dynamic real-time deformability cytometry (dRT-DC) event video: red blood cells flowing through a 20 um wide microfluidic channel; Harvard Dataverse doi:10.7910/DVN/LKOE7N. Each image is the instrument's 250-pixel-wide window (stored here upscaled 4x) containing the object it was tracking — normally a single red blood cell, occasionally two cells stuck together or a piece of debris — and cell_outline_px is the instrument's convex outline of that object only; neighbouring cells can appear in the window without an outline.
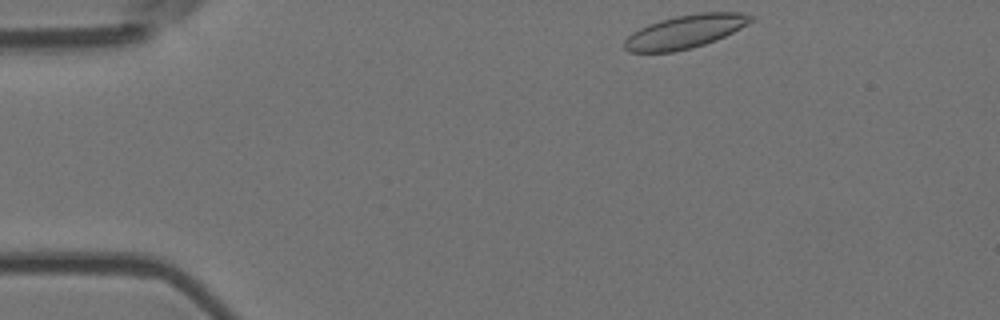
{"species": "Egyptian fruit bat (a non-hibernating species)", "species_latin": "Rousettus aegyptiacus", "temperature_condition": "room temperature", "stored_images_in_passage": 3, "camera_frame_rate_fps": 3000, "um_per_image_px": 0.085, "animal": {"sex": "female"}, "frame": {"image": 1, "passage_image": 1, "time_ms": 0.0, "image_size_px": [1000, 320], "cell_outline_px": [[756, 16], [748, 24], [716, 40], [692, 48], [672, 52], [628, 52], [624, 48], [624, 40], [632, 32], [648, 24], [660, 20], [676, 16], [700, 12], [740, 12]], "centroid_in_image_um": [58.23, 2.68], "position_along_channel_um": 26.8, "area_um2": 24.57}}